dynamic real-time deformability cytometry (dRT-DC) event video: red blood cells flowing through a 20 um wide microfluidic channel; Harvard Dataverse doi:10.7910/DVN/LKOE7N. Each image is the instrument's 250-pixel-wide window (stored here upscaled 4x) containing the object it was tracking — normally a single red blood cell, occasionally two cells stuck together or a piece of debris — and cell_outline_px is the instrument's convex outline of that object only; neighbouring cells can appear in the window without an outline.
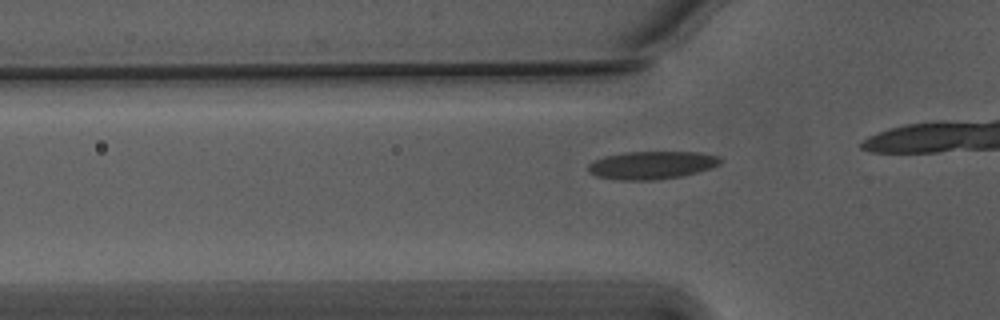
{"species": "Egyptian fruit bat (a non-hibernating species)", "species_latin": "Rousettus aegyptiacus", "temperature_condition": "warm", "stored_images_in_passage": 31, "camera_frame_rate_fps": 3000, "um_per_image_px": 0.085, "animal": {"sex": "male"}, "frame": {"image": 1, "passage_image": 6, "time_ms": 1.667, "image_size_px": [1000, 320], "cell_outline_px": [[724, 160], [720, 164], [712, 168], [680, 176], [656, 180], [620, 180], [596, 176], [588, 172], [588, 164], [592, 160], [604, 156], [624, 152], [700, 152], [720, 156]], "centroid_in_image_um": [55.4, 14.03], "position_along_channel_um": 70.4, "area_um2": 21.73}}
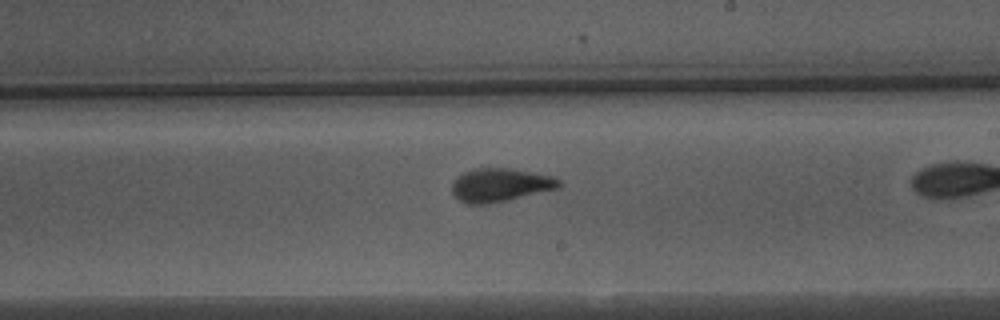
{"frame": {"image": 2, "passage_image": 20, "time_ms": 6.333, "image_size_px": [1000, 320], "cell_outline_px": [[560, 188], [508, 200], [488, 204], [468, 204], [460, 200], [452, 192], [452, 184], [464, 172], [476, 168], [508, 168], [552, 176], [560, 180]], "centroid_in_image_um": [42.54, 15.73], "position_along_channel_um": 246.5, "area_um2": 20.58}}
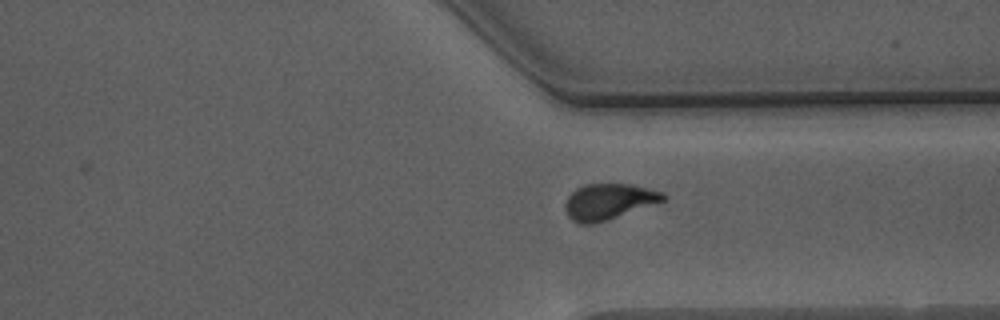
{"frame": {"image": 3, "passage_image": 29, "time_ms": 9.333, "image_size_px": [1000, 320], "cell_outline_px": [[668, 196], [664, 200], [592, 224], [580, 224], [572, 220], [568, 216], [564, 208], [564, 204], [568, 196], [576, 188], [584, 184], [632, 184], [664, 192]], "centroid_in_image_um": [51.69, 17.11], "position_along_channel_um": 359.7, "area_um2": 20.17}}